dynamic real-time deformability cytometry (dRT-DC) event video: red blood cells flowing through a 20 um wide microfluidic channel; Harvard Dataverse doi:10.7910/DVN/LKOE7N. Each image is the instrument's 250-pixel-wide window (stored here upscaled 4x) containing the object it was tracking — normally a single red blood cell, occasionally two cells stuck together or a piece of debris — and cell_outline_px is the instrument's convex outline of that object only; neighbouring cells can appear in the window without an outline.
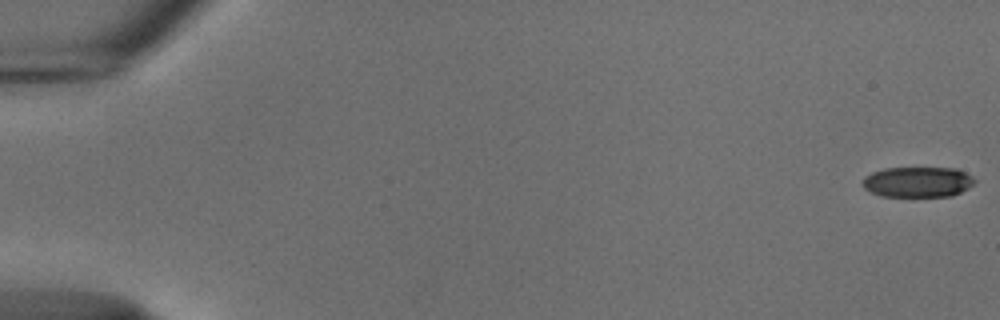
{"species": "common noctule bat (a hibernating species)", "species_latin": "Nyctalus noctula", "temperature_condition": "cold", "stored_images_in_passage": 55, "camera_frame_rate_fps": 3000, "um_per_image_px": 0.085, "animal": {"sex": "male", "body_mass_g": 18.8}, "frame": {"image": 1, "passage_image": 1, "time_ms": 0.0, "image_size_px": [1000, 320], "cell_outline_px": [[976, 180], [968, 188], [952, 196], [880, 196], [864, 188], [864, 176], [872, 172], [884, 168], [956, 168], [972, 176]], "centroid_in_image_um": [78.01, 15.46], "position_along_channel_um": 7.0, "area_um2": 19.77}}
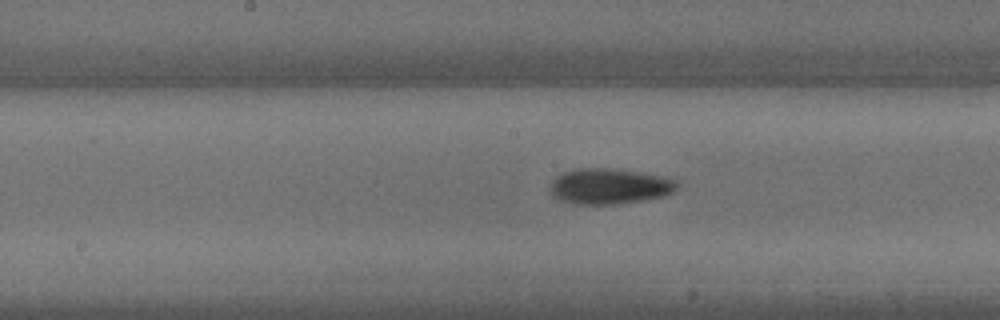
{"frame": {"image": 2, "passage_image": 29, "time_ms": 9.333, "image_size_px": [1000, 320], "cell_outline_px": [[676, 188], [672, 192], [660, 196], [640, 200], [612, 204], [572, 204], [560, 200], [552, 196], [548, 192], [552, 180], [556, 176], [564, 172], [576, 168], [612, 168], [664, 176], [676, 180]], "centroid_in_image_um": [51.71, 15.82], "position_along_channel_um": 196.5, "area_um2": 26.24}}
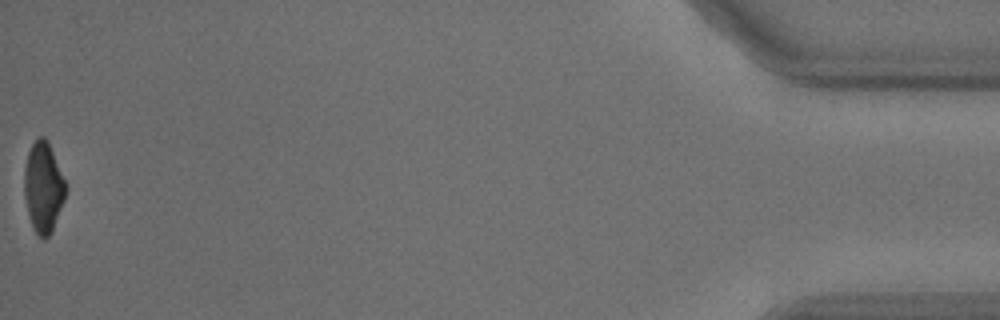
{"frame": {"image": 3, "passage_image": 55, "time_ms": 18.0, "image_size_px": [1000, 320], "cell_outline_px": [[68, 188], [64, 200], [52, 232], [44, 240], [32, 228], [24, 196], [24, 168], [28, 152], [32, 144], [40, 136], [44, 136], [48, 140]], "centroid_in_image_um": [3.69, 15.92], "position_along_channel_um": 431.5, "area_um2": 21.91}, "authors_computed_cell_mechanics": {"area_um2": 24.0448, "velocity_mm_per_s": 3.7525, "shape_relaxation_time_tau1_ms": 2.9712, "shape_relaxation_time_tau2_ms": 7.6342, "deformation_change_tau1": 0.1309, "deformation_change_tau2": 0.1371}}